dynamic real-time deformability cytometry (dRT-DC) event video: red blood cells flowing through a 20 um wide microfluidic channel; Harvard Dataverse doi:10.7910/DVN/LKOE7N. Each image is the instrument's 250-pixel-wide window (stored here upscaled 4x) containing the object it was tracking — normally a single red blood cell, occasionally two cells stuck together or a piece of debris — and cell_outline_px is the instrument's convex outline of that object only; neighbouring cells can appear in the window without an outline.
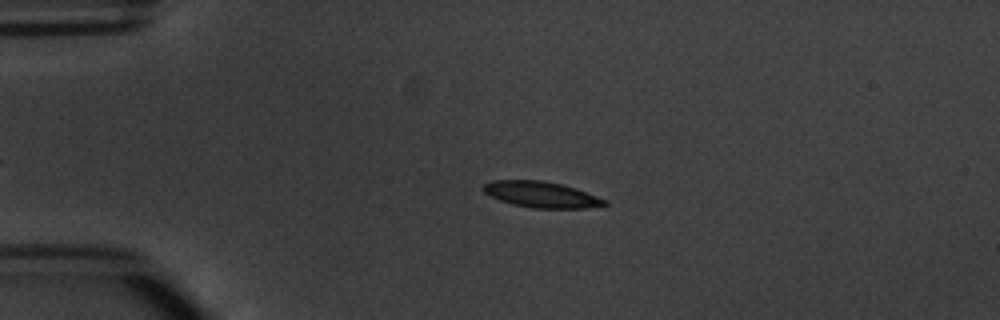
{"species": "common noctule bat (a hibernating species)", "species_latin": "Nyctalus noctula", "temperature_condition": "warm", "stored_images_in_passage": 4, "camera_frame_rate_fps": 3000, "um_per_image_px": 0.085, "animal": {"sex": "male", "body_mass_g": 20.1, "forearm_length_mm": 53.5}, "frame": {"image": 1, "passage_image": 3, "time_ms": 2.333, "image_size_px": [1000, 320], "cell_outline_px": [[608, 204], [584, 208], [532, 208], [512, 204], [500, 200], [484, 192], [480, 188], [484, 184], [492, 180], [544, 180], [576, 188], [608, 200]], "centroid_in_image_um": [46.0, 16.53], "position_along_channel_um": 39.0, "area_um2": 18.38}}